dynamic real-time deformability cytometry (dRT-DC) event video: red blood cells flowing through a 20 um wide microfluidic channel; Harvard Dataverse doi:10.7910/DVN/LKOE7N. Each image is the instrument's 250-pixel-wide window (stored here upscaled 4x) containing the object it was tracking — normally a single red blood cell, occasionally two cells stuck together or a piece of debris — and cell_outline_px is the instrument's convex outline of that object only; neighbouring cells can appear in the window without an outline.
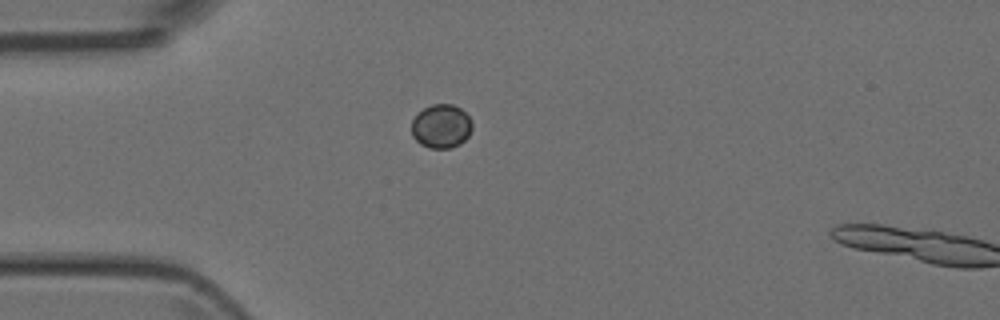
{"species": "Egyptian fruit bat (a non-hibernating species)", "species_latin": "Rousettus aegyptiacus", "temperature_condition": "room temperature", "stored_images_in_passage": 3, "camera_frame_rate_fps": 3000, "um_per_image_px": 0.085, "animal": {"sex": "female"}, "frame": {"image": 1, "passage_image": 1, "time_ms": 0.0, "image_size_px": [1000, 320], "cell_outline_px": [[472, 128], [468, 136], [460, 144], [448, 148], [428, 148], [420, 144], [412, 136], [412, 120], [424, 108], [432, 104], [452, 104], [460, 108], [472, 120]], "centroid_in_image_um": [37.51, 10.73], "position_along_channel_um": 47.5, "area_um2": 15.43}}